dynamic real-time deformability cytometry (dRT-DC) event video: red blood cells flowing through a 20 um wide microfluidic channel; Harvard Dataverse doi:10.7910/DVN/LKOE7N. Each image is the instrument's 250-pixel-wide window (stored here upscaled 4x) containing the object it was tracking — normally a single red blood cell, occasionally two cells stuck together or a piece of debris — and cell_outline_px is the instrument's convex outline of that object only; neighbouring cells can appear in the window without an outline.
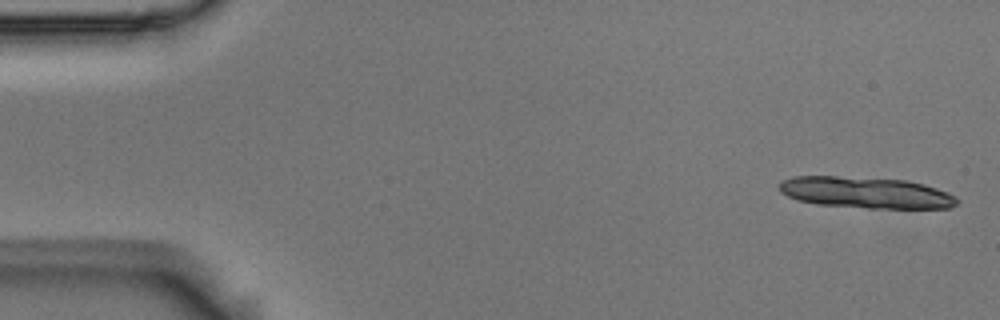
{"species": "Egyptian fruit bat (a non-hibernating species)", "species_latin": "Rousettus aegyptiacus", "temperature_condition": "room temperature", "stored_images_in_passage": 4, "camera_frame_rate_fps": 3000, "um_per_image_px": 0.085, "animal": {"sex": "male"}, "frame": {"image": 1, "passage_image": 1, "time_ms": 0.0, "image_size_px": [1000, 320], "cell_outline_px": [[960, 200], [956, 204], [948, 208], [868, 208], [820, 204], [796, 200], [780, 192], [776, 188], [780, 180], [792, 176], [836, 176], [908, 180], [924, 184], [948, 192], [956, 196]], "centroid_in_image_um": [73.56, 16.36], "position_along_channel_um": 11.4, "area_um2": 32.71}}